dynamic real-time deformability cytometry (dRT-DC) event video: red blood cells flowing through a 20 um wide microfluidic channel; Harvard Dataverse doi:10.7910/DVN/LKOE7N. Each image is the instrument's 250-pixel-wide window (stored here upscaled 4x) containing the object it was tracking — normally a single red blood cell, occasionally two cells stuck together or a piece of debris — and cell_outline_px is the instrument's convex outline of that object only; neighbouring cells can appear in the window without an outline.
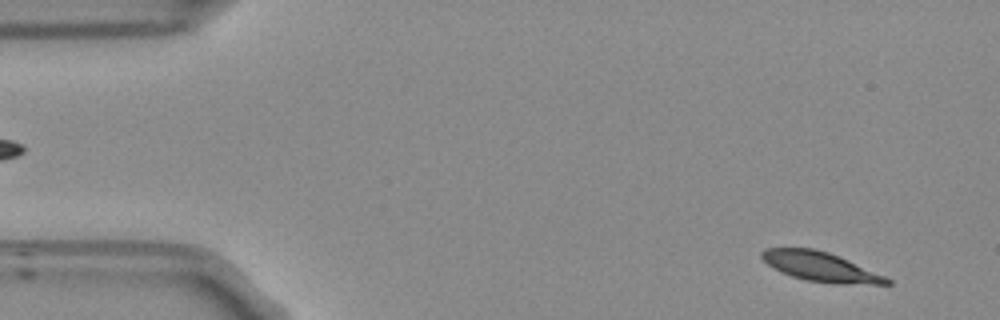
{"species": "Egyptian fruit bat (a non-hibernating species)", "species_latin": "Rousettus aegyptiacus", "temperature_condition": "room temperature", "stored_images_in_passage": 53, "camera_frame_rate_fps": 3000, "um_per_image_px": 0.085, "frame": {"image": 1, "passage_image": 3, "time_ms": 0.667, "image_size_px": [1000, 320], "cell_outline_px": [[892, 284], [840, 284], [804, 280], [792, 276], [768, 264], [760, 256], [760, 252], [768, 248], [812, 248], [828, 252], [884, 276], [892, 280]], "centroid_in_image_um": [69.74, 22.67], "position_along_channel_um": 15.3, "area_um2": 20.92}}
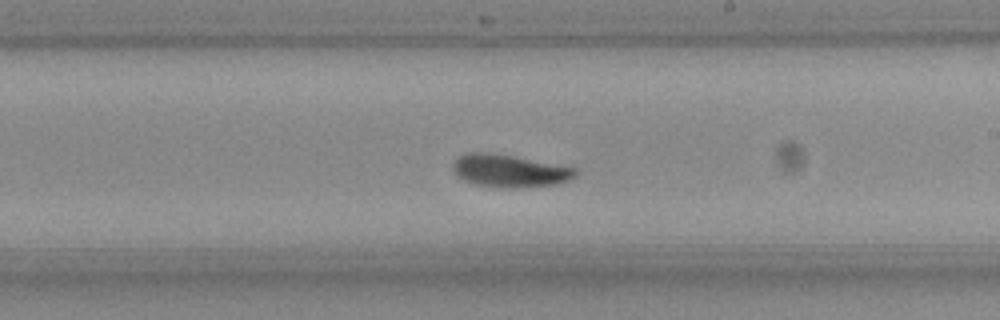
{"frame": {"image": 2, "passage_image": 30, "time_ms": 9.667, "image_size_px": [1000, 320], "cell_outline_px": [[576, 176], [572, 180], [560, 184], [520, 188], [508, 188], [476, 184], [464, 180], [456, 176], [452, 168], [452, 164], [460, 156], [468, 152], [488, 152], [512, 156], [576, 168]], "centroid_in_image_um": [43.32, 14.53], "position_along_channel_um": 245.7, "area_um2": 23.29}}
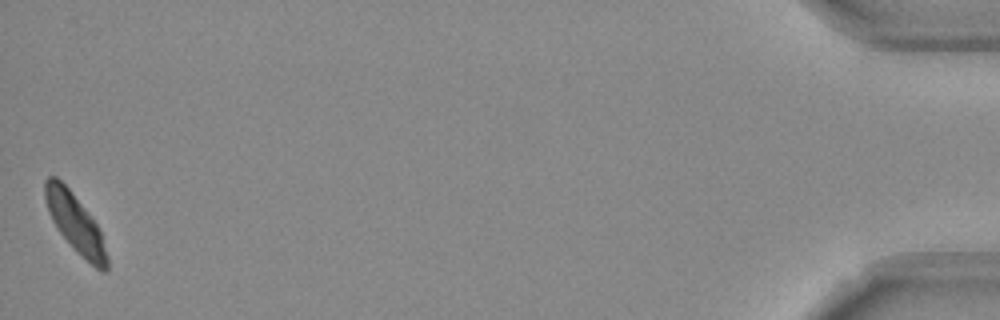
{"frame": {"image": 3, "passage_image": 53, "time_ms": 17.333, "image_size_px": [1000, 320], "cell_outline_px": [[108, 268], [104, 272], [100, 272], [60, 232], [52, 220], [48, 212], [44, 196], [44, 180], [48, 176], [56, 176], [72, 192], [96, 224], [100, 232], [108, 256]], "centroid_in_image_um": [6.37, 18.92], "position_along_channel_um": 428.8, "area_um2": 20.35}, "authors_computed_cell_mechanics": {"area_um2": 22.3108, "velocity_mm_per_s": 3.694, "shape_relaxation_time_tau1_ms": 2.1083, "shape_relaxation_time_tau2_ms": 2.8938, "deformation_change_tau1": 0.1318, "deformation_change_tau2": 0.0787}}